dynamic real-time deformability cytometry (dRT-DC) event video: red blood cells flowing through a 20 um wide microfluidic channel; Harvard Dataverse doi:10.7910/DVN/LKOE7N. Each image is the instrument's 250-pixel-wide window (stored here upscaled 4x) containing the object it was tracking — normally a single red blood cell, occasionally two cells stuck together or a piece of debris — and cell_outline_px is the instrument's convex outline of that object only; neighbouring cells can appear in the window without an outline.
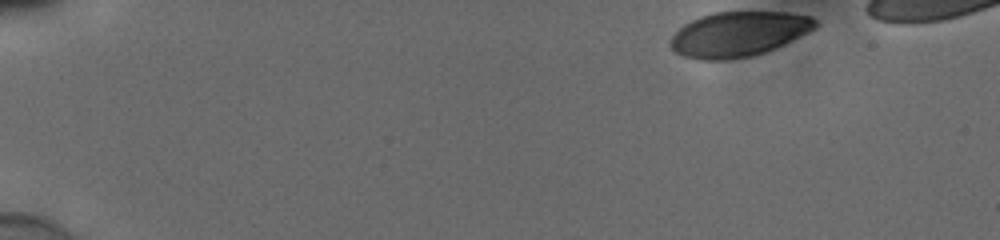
{"species": "human", "species_latin": "Homo sapiens", "temperature_condition": "cold", "stored_images_in_passage": 42, "camera_frame_rate_fps": 3000, "um_per_image_px": 0.085, "donor": {"sex": "male"}, "frame": {"image": 1, "passage_image": 1, "time_ms": 0.0, "image_size_px": [1000, 240], "cell_outline_px": [[816, 28], [808, 32], [764, 52], [752, 56], [728, 60], [700, 60], [684, 56], [676, 52], [672, 48], [672, 36], [684, 24], [700, 16], [712, 12], [784, 12], [812, 16], [816, 20]], "centroid_in_image_um": [62.76, 2.89], "position_along_channel_um": 22.2, "area_um2": 37.51}}
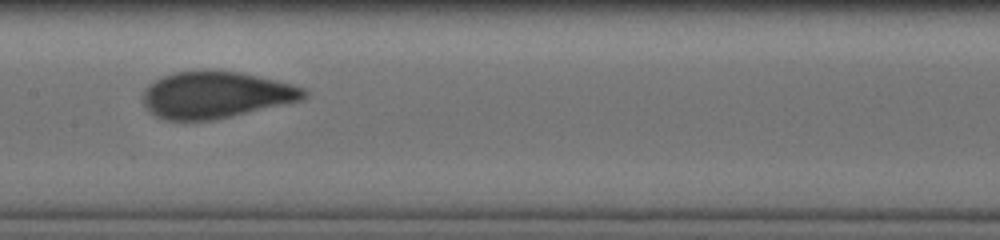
{"frame": {"image": 2, "passage_image": 24, "time_ms": 7.667, "image_size_px": [1000, 240], "cell_outline_px": [[308, 96], [304, 100], [212, 120], [168, 120], [156, 116], [144, 104], [144, 88], [148, 84], [172, 72], [204, 68], [240, 72], [260, 76], [292, 84], [304, 88], [308, 92]], "centroid_in_image_um": [18.37, 8.03], "position_along_channel_um": 189.0, "area_um2": 44.22}}
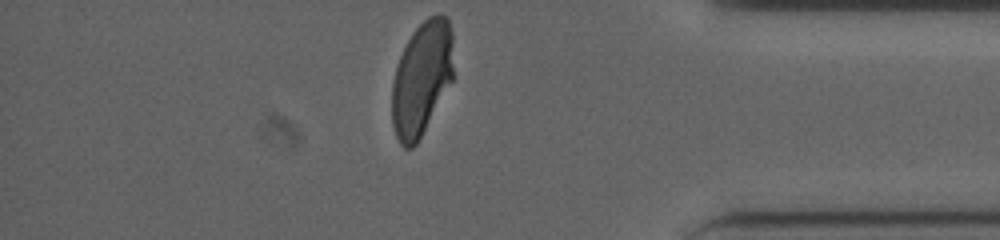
{"frame": {"image": 3, "passage_image": 42, "time_ms": 13.667, "image_size_px": [1000, 240], "cell_outline_px": [[452, 80], [416, 144], [412, 148], [404, 148], [400, 144], [396, 136], [392, 124], [392, 80], [400, 56], [412, 32], [428, 16], [440, 12], [448, 20], [452, 32]], "centroid_in_image_um": [35.82, 6.65], "position_along_channel_um": 399.4, "area_um2": 40.52}, "authors_computed_cell_mechanics": {"area_um2": 42.772, "velocity_mm_per_s": 3.8516, "shape_relaxation_time_tau1_ms": 3.5077, "shape_relaxation_time_tau2_ms": null, "deformation_change_tau1": 0.1536, "deformation_change_tau2": null}}